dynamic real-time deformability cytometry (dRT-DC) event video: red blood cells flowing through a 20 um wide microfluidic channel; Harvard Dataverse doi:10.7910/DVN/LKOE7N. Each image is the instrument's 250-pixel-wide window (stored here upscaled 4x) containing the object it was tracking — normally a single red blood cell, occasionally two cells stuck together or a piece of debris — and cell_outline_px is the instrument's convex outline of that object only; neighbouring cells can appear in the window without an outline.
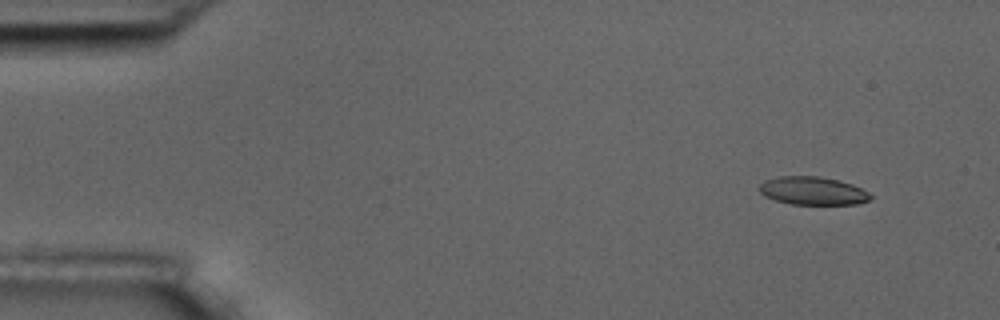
{"species": "common noctule bat (a hibernating species)", "species_latin": "Nyctalus noctula", "temperature_condition": "room temperature", "stored_images_in_passage": 10, "camera_frame_rate_fps": 3000, "um_per_image_px": 0.085, "animal": {"sex": "male", "body_mass_g": 17.5, "forearm_length_mm": 52.3}, "frame": {"image": 1, "passage_image": 2, "time_ms": 1.0, "image_size_px": [1000, 320], "cell_outline_px": [[872, 200], [856, 204], [792, 204], [776, 200], [764, 196], [760, 192], [760, 184], [764, 180], [780, 176], [820, 176], [852, 184], [868, 192], [872, 196]], "centroid_in_image_um": [69.09, 16.22], "position_along_channel_um": 15.9, "area_um2": 18.15}}
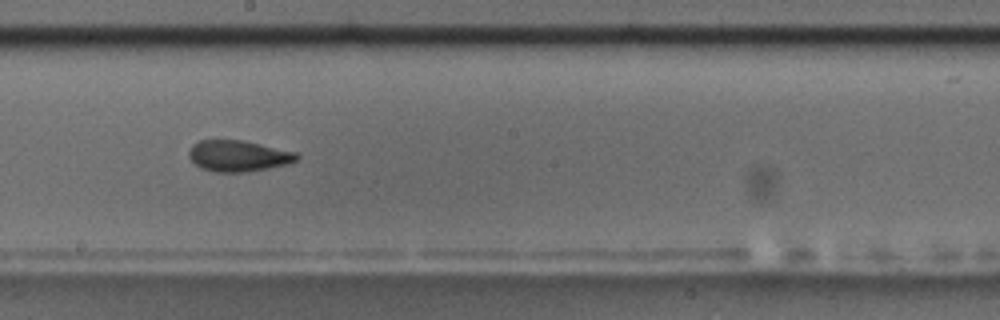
{"frame": {"image": 2, "passage_image": 9, "time_ms": 10.0, "image_size_px": [1000, 320], "cell_outline_px": [[300, 156], [296, 160], [288, 164], [268, 168], [244, 172], [216, 172], [200, 168], [188, 156], [188, 152], [192, 144], [200, 140], [240, 140], [296, 152]], "centroid_in_image_um": [20.23, 13.25], "position_along_channel_um": 228.0, "area_um2": 19.42}}
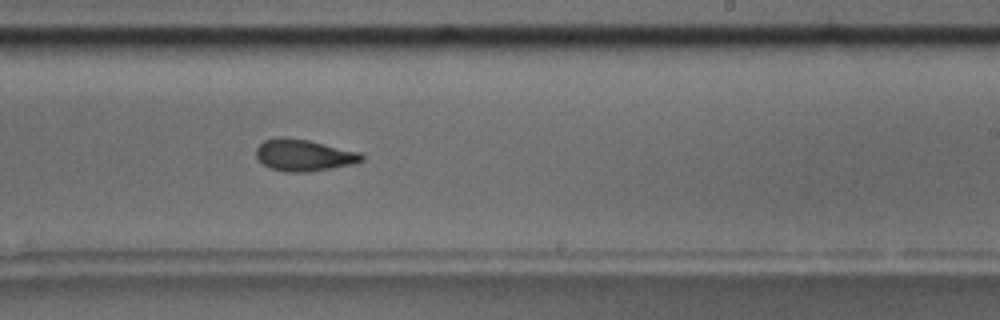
{"frame": {"image": 3, "passage_image": 10, "time_ms": 11.0, "image_size_px": [1000, 320], "cell_outline_px": [[364, 160], [352, 164], [332, 168], [308, 172], [284, 172], [272, 168], [264, 164], [256, 156], [256, 148], [264, 140], [284, 136], [308, 140], [360, 152], [364, 156]], "centroid_in_image_um": [25.83, 13.19], "position_along_channel_um": 263.2, "area_um2": 19.42}}